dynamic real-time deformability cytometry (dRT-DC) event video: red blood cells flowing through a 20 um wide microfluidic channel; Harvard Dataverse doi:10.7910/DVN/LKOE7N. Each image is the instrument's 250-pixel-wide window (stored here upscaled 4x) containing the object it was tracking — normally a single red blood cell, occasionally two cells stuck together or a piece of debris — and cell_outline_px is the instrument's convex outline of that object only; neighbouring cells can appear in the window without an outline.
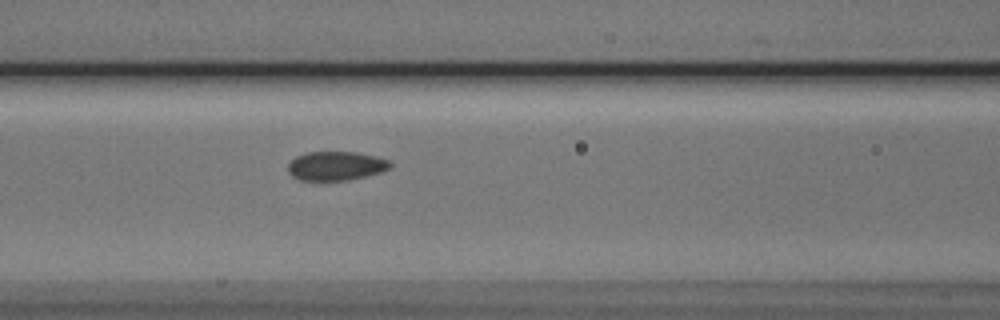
{"species": "Egyptian fruit bat (a non-hibernating species)", "species_latin": "Rousettus aegyptiacus", "temperature_condition": "cold", "stored_images_in_passage": 4, "segment_of_instrument_passage": [1, 2], "camera_frame_rate_fps": 3000, "um_per_image_px": 0.085, "animal": {"sex": "male"}, "frame": {"image": 1, "passage_image": 3, "time_ms": 2.0, "image_size_px": [1000, 320], "cell_outline_px": [[392, 168], [380, 172], [348, 180], [300, 180], [292, 176], [288, 172], [288, 164], [296, 156], [304, 152], [356, 152], [376, 156], [388, 160], [392, 164]], "centroid_in_image_um": [28.55, 14.09], "position_along_channel_um": 138.1, "area_um2": 17.28}}